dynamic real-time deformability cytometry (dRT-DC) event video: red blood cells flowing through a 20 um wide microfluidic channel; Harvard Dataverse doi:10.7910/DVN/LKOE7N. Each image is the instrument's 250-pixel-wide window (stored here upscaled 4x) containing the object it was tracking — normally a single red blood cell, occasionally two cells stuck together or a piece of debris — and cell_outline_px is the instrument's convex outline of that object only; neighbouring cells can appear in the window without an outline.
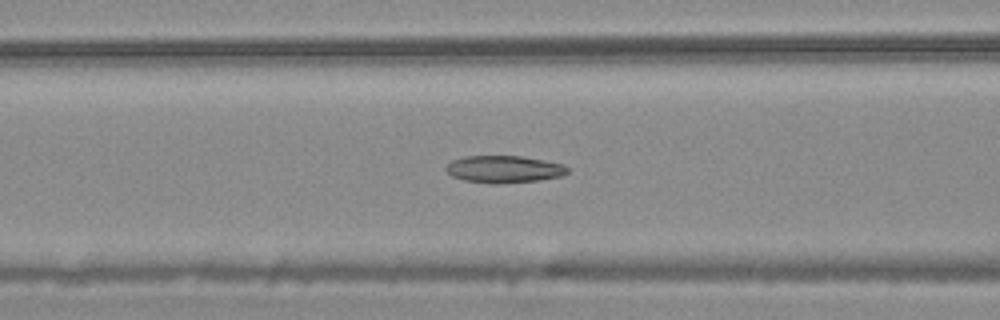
{"species": "common noctule bat (a hibernating species)", "species_latin": "Nyctalus noctula", "temperature_condition": "warm", "stored_images_in_passage": 33, "camera_frame_rate_fps": 3000, "um_per_image_px": 0.085, "animal": {"sex": "male", "body_mass_g": 20.4}, "frame": {"image": 1, "passage_image": 12, "time_ms": 3.667, "image_size_px": [1000, 320], "cell_outline_px": [[568, 172], [560, 176], [540, 180], [496, 184], [492, 184], [464, 180], [452, 176], [444, 168], [452, 160], [464, 156], [524, 156], [564, 164], [568, 168]], "centroid_in_image_um": [42.84, 14.38], "position_along_channel_um": 123.8, "area_um2": 19.31}}
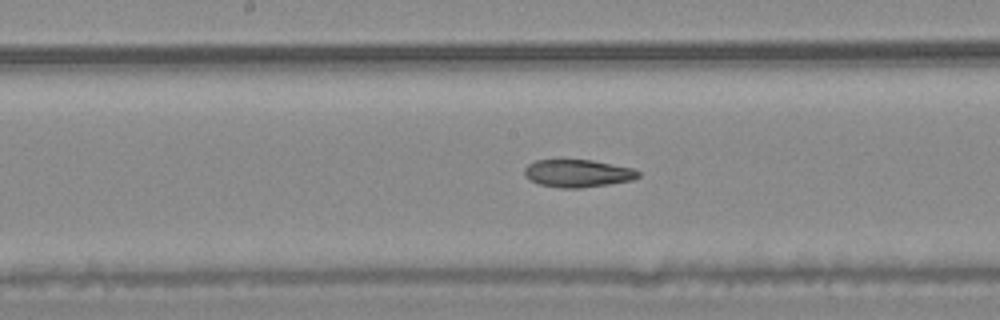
{"frame": {"image": 2, "passage_image": 18, "time_ms": 5.667, "image_size_px": [1000, 320], "cell_outline_px": [[640, 176], [632, 180], [608, 184], [580, 188], [560, 188], [540, 184], [528, 180], [524, 176], [524, 168], [528, 164], [536, 160], [592, 160], [632, 168], [640, 172]], "centroid_in_image_um": [49.07, 14.73], "position_along_channel_um": 199.1, "area_um2": 18.32}}
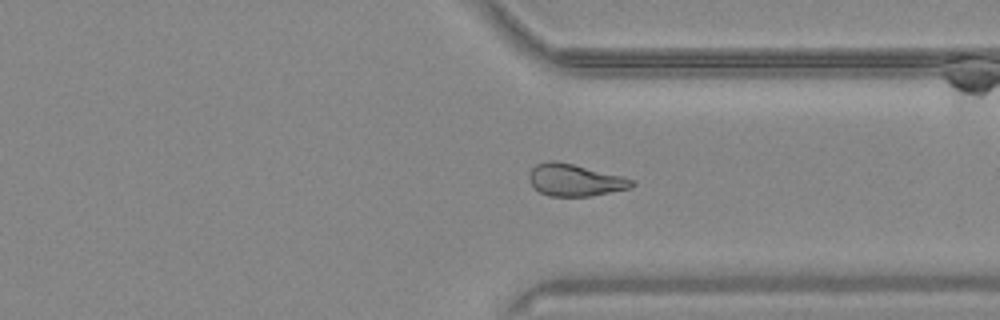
{"frame": {"image": 3, "passage_image": 31, "time_ms": 10.0, "image_size_px": [1000, 320], "cell_outline_px": [[636, 184], [632, 188], [592, 196], [548, 196], [540, 192], [528, 180], [528, 172], [536, 164], [548, 160], [556, 160], [624, 176], [636, 180]], "centroid_in_image_um": [48.9, 15.3], "position_along_channel_um": 362.5, "area_um2": 19.54}}